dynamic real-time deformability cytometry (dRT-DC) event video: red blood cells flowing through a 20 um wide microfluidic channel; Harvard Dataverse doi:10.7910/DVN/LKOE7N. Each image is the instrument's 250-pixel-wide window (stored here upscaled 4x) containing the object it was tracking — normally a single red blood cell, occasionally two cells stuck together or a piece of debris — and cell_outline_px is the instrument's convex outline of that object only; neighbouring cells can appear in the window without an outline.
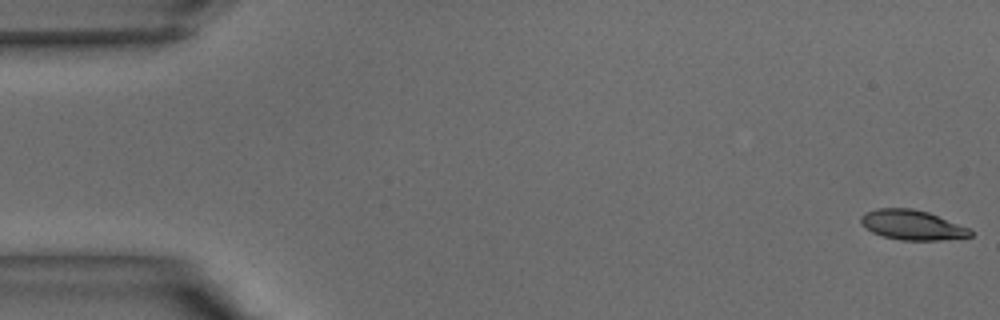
{"species": "common noctule bat (a hibernating species)", "species_latin": "Nyctalus noctula", "temperature_condition": "warm", "stored_images_in_passage": 40, "camera_frame_rate_fps": 3000, "um_per_image_px": 0.085, "animal": {"sex": "male", "body_mass_g": 15.6}, "frame": {"image": 1, "passage_image": 1, "time_ms": 0.0, "image_size_px": [1000, 320], "cell_outline_px": [[972, 236], [940, 240], [900, 240], [884, 236], [872, 232], [860, 220], [860, 216], [864, 212], [876, 208], [912, 208], [928, 212], [968, 228], [972, 232]], "centroid_in_image_um": [77.51, 19.11], "position_along_channel_um": 7.5, "area_um2": 18.79}}
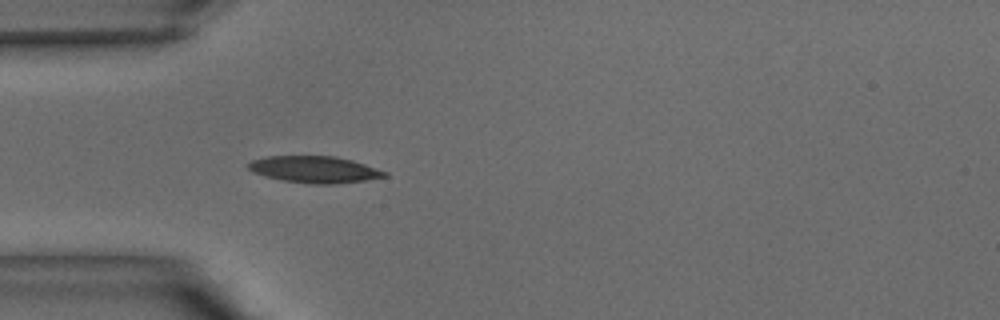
{"frame": {"image": 2, "passage_image": 12, "time_ms": 3.667, "image_size_px": [1000, 320], "cell_outline_px": [[388, 176], [364, 180], [332, 184], [308, 184], [284, 180], [264, 176], [252, 172], [248, 168], [248, 164], [252, 160], [268, 156], [336, 156], [352, 160], [388, 172]], "centroid_in_image_um": [26.73, 14.4], "position_along_channel_um": 58.3, "area_um2": 21.1}}
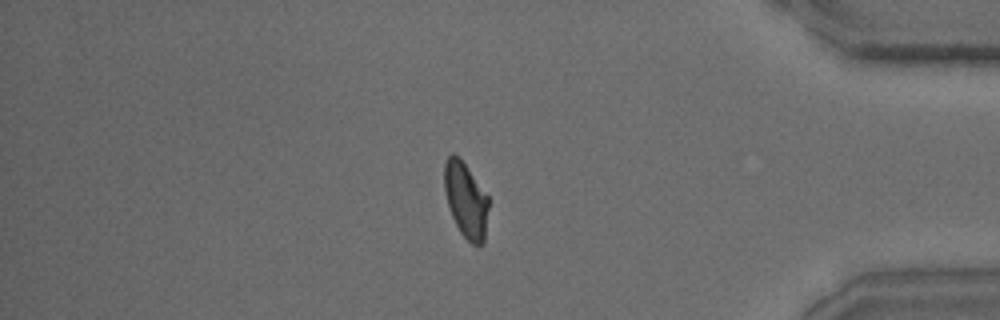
{"frame": {"image": 3, "passage_image": 34, "time_ms": 11.0, "image_size_px": [1000, 320], "cell_outline_px": [[488, 208], [484, 244], [472, 244], [460, 232], [452, 216], [444, 192], [444, 164], [448, 156], [452, 152], [464, 164], [488, 196]], "centroid_in_image_um": [39.58, 17.02], "position_along_channel_um": 395.6, "area_um2": 19.07}}